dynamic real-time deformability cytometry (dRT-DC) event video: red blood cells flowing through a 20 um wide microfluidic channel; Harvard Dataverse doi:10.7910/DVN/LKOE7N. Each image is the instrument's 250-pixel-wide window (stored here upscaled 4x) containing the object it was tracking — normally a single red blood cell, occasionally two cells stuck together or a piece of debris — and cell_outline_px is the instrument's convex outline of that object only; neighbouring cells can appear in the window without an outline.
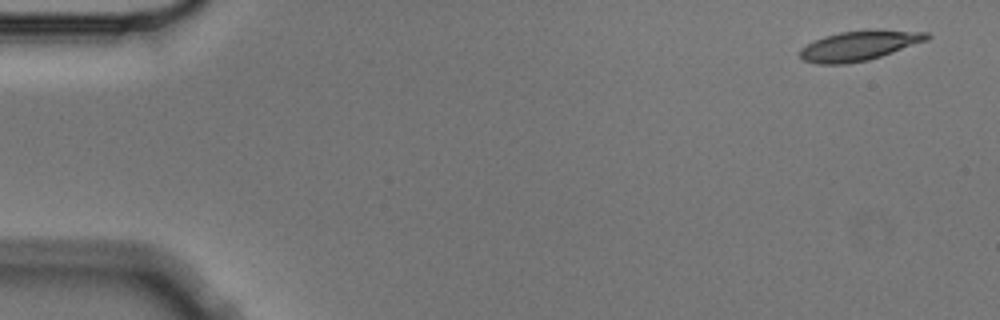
{"species": "Egyptian fruit bat (a non-hibernating species)", "species_latin": "Rousettus aegyptiacus", "temperature_condition": "cold", "stored_images_in_passage": 9, "camera_frame_rate_fps": 3000, "um_per_image_px": 0.085, "animal": {"sex": "male"}, "frame": {"image": 1, "passage_image": 1, "time_ms": 0.0, "image_size_px": [1000, 320], "cell_outline_px": [[932, 36], [928, 40], [868, 60], [848, 64], [816, 64], [804, 60], [800, 56], [800, 48], [824, 36], [840, 32], [928, 32]], "centroid_in_image_um": [72.96, 3.93], "position_along_channel_um": 12.0, "area_um2": 21.04}}
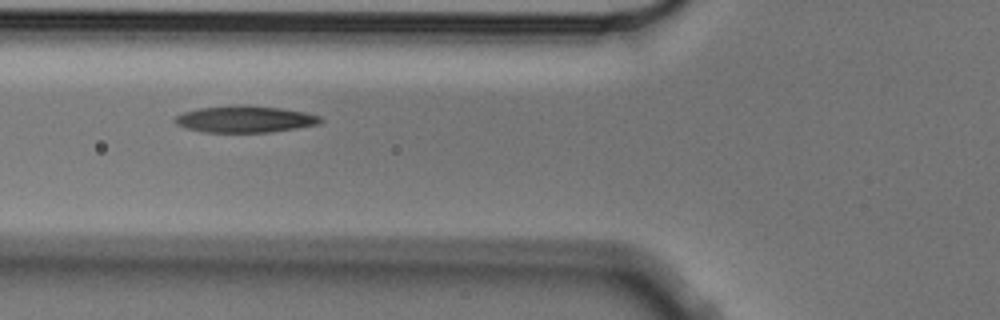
{"frame": {"image": 2, "passage_image": 6, "time_ms": 1.667, "image_size_px": [1000, 320], "cell_outline_px": [[324, 120], [320, 124], [296, 128], [268, 132], [204, 132], [184, 128], [176, 124], [172, 120], [176, 116], [184, 112], [200, 108], [236, 104], [244, 104], [280, 108], [304, 112], [320, 116]], "centroid_in_image_um": [20.81, 10.12], "position_along_channel_um": 105.0, "area_um2": 22.77}}
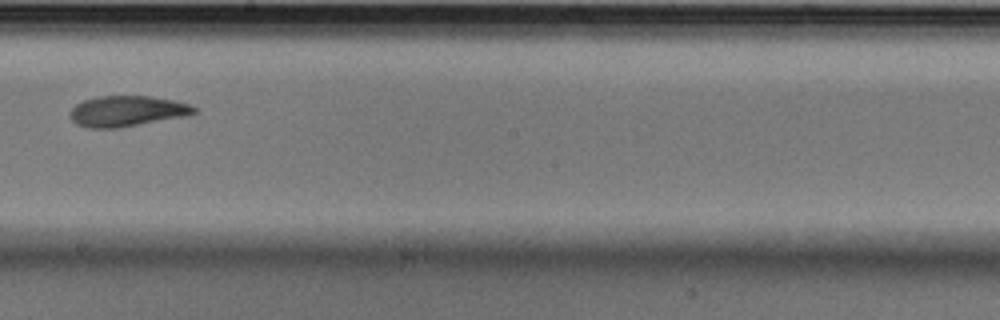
{"frame": {"image": 3, "passage_image": 9, "time_ms": 2.667, "image_size_px": [1000, 320], "cell_outline_px": [[196, 112], [188, 116], [120, 128], [84, 128], [76, 124], [72, 120], [68, 112], [76, 104], [84, 100], [96, 96], [148, 96], [172, 100], [192, 104], [196, 108]], "centroid_in_image_um": [10.79, 9.46], "position_along_channel_um": 237.4, "area_um2": 22.48}}